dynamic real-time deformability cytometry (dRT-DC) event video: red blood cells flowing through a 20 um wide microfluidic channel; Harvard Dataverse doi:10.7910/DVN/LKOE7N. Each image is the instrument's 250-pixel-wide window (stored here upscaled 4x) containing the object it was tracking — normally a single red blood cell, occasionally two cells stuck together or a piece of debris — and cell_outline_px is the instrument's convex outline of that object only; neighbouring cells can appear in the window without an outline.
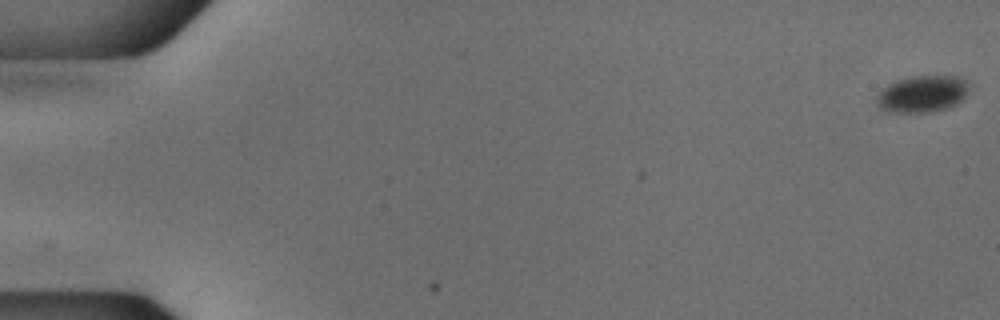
{"species": "common noctule bat (a hibernating species)", "species_latin": "Nyctalus noctula", "temperature_condition": "cold", "stored_images_in_passage": 54, "camera_frame_rate_fps": 3000, "um_per_image_px": 0.085, "animal": {"sex": "male", "body_mass_g": 18.8}, "frame": {"image": 1, "passage_image": 1, "time_ms": 0.0, "image_size_px": [1000, 320], "cell_outline_px": [[968, 84], [964, 96], [956, 104], [944, 108], [928, 112], [888, 112], [880, 108], [876, 104], [876, 96], [884, 88], [900, 80], [912, 76], [956, 76], [964, 80]], "centroid_in_image_um": [78.36, 7.99], "position_along_channel_um": 6.6, "area_um2": 19.25}}
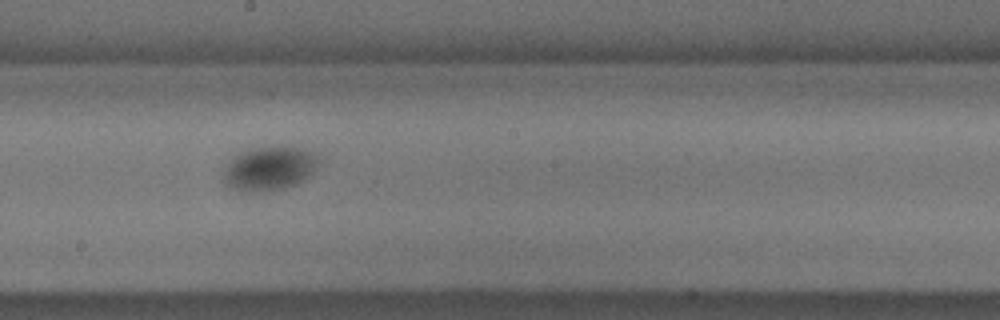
{"frame": {"image": 2, "passage_image": 31, "time_ms": 10.0, "image_size_px": [1000, 320], "cell_outline_px": [[320, 164], [316, 172], [304, 180], [296, 184], [284, 188], [268, 192], [240, 192], [224, 184], [220, 180], [232, 156], [240, 152], [252, 148], [296, 148], [312, 152], [320, 160]], "centroid_in_image_um": [22.87, 14.37], "position_along_channel_um": 225.3, "area_um2": 24.68}}
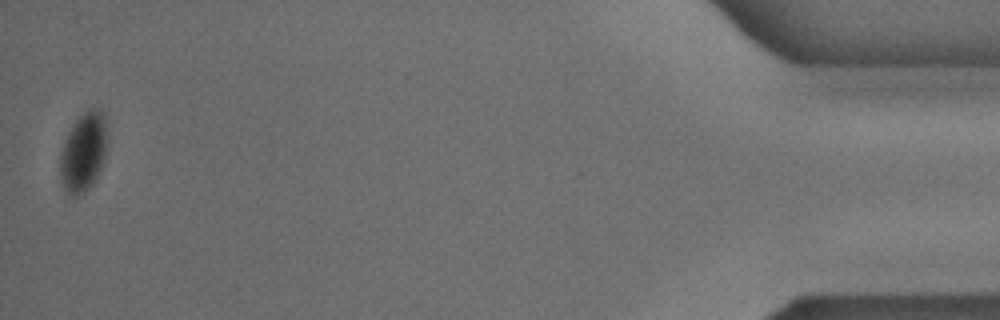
{"frame": {"image": 3, "passage_image": 54, "time_ms": 17.667, "image_size_px": [1000, 320], "cell_outline_px": [[108, 144], [104, 160], [96, 180], [84, 192], [76, 196], [68, 196], [60, 180], [60, 152], [64, 140], [68, 132], [76, 120], [88, 108], [100, 108], [104, 112], [108, 120]], "centroid_in_image_um": [7.14, 12.88], "position_along_channel_um": 428.1, "area_um2": 22.54}, "authors_computed_cell_mechanics": {"area_um2": 22.5709, "velocity_mm_per_s": 3.7548, "shape_relaxation_time_tau1_ms": 0.2152, "shape_relaxation_time_tau2_ms": null, "deformation_change_tau1": 0.0229, "deformation_change_tau2": null}}